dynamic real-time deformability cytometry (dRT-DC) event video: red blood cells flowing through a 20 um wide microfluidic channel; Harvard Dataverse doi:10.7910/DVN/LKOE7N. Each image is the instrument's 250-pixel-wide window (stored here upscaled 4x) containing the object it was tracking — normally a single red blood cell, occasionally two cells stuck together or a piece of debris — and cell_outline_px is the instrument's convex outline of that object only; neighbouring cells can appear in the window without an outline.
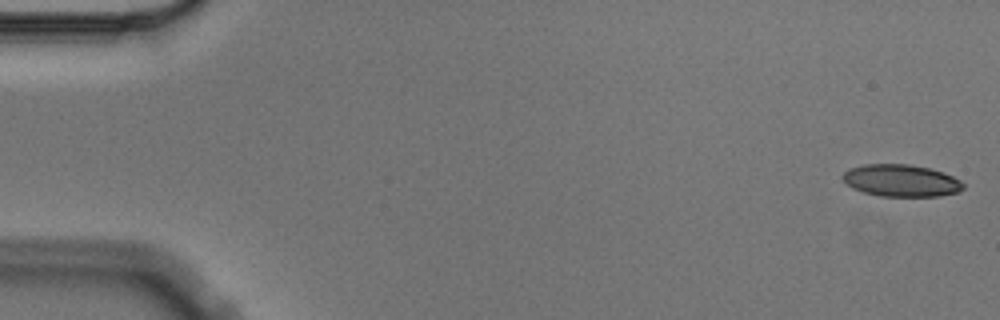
{"species": "Egyptian fruit bat (a non-hibernating species)", "species_latin": "Rousettus aegyptiacus", "temperature_condition": "cold", "stored_images_in_passage": 6, "camera_frame_rate_fps": 3000, "um_per_image_px": 0.085, "animal": {"sex": "male"}, "frame": {"image": 1, "passage_image": 1, "time_ms": 0.0, "image_size_px": [1000, 320], "cell_outline_px": [[964, 188], [960, 192], [940, 196], [880, 196], [864, 192], [852, 188], [840, 176], [848, 168], [864, 164], [908, 164], [928, 168], [944, 172], [960, 180], [964, 184]], "centroid_in_image_um": [76.6, 15.35], "position_along_channel_um": 8.4, "area_um2": 22.66}}